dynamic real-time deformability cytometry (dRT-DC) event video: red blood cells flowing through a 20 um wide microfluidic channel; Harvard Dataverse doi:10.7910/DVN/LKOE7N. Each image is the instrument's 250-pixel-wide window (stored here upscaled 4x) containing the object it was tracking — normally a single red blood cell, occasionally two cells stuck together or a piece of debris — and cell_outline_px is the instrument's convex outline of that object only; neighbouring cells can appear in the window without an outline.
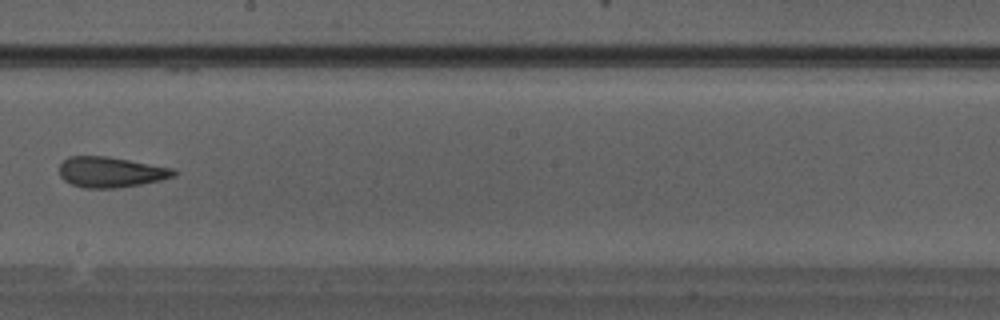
{"species": "Egyptian fruit bat (a non-hibernating species)", "species_latin": "Rousettus aegyptiacus", "temperature_condition": "warm", "stored_images_in_passage": 33, "camera_frame_rate_fps": 3000, "um_per_image_px": 0.085, "animal": {"sex": "male"}, "frame": {"image": 1, "passage_image": 19, "time_ms": 6.0, "image_size_px": [1000, 320], "cell_outline_px": [[180, 172], [172, 176], [160, 180], [140, 184], [116, 188], [84, 188], [72, 184], [64, 180], [60, 176], [60, 164], [68, 156], [108, 156], [176, 168]], "centroid_in_image_um": [9.44, 14.62], "position_along_channel_um": 238.8, "area_um2": 20.46}}